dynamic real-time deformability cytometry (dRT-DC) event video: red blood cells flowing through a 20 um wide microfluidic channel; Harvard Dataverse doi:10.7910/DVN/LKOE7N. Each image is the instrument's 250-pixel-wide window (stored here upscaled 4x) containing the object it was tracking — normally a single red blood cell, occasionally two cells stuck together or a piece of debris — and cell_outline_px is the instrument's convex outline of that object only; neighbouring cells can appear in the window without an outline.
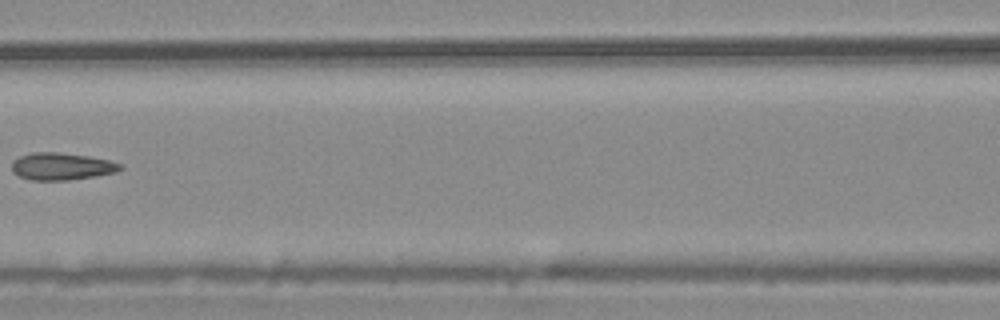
{"species": "common noctule bat (a hibernating species)", "species_latin": "Nyctalus noctula", "temperature_condition": "warm", "stored_images_in_passage": 7, "camera_frame_rate_fps": 3000, "um_per_image_px": 0.085, "animal": {"sex": "male", "body_mass_g": 20.4}, "frame": {"image": 1, "passage_image": 7, "time_ms": 2.0, "image_size_px": [1000, 320], "cell_outline_px": [[124, 168], [116, 172], [96, 176], [68, 180], [28, 180], [12, 172], [12, 160], [20, 156], [32, 152], [60, 152], [88, 156], [108, 160], [120, 164]], "centroid_in_image_um": [5.21, 14.14], "position_along_channel_um": 161.4, "area_um2": 17.28}}